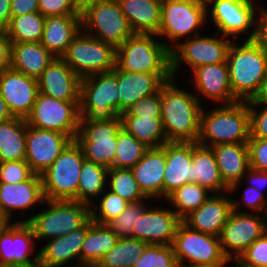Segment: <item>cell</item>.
I'll use <instances>...</instances> for the list:
<instances>
[{
    "label": "cell",
    "mask_w": 267,
    "mask_h": 267,
    "mask_svg": "<svg viewBox=\"0 0 267 267\" xmlns=\"http://www.w3.org/2000/svg\"><path fill=\"white\" fill-rule=\"evenodd\" d=\"M172 78L161 86V120L169 142H197L204 105Z\"/></svg>",
    "instance_id": "6da1fadb"
},
{
    "label": "cell",
    "mask_w": 267,
    "mask_h": 267,
    "mask_svg": "<svg viewBox=\"0 0 267 267\" xmlns=\"http://www.w3.org/2000/svg\"><path fill=\"white\" fill-rule=\"evenodd\" d=\"M226 63L231 89L238 101H250L259 91L267 71V50L255 39L233 40Z\"/></svg>",
    "instance_id": "7a4b0ae2"
},
{
    "label": "cell",
    "mask_w": 267,
    "mask_h": 267,
    "mask_svg": "<svg viewBox=\"0 0 267 267\" xmlns=\"http://www.w3.org/2000/svg\"><path fill=\"white\" fill-rule=\"evenodd\" d=\"M209 111L202 107L197 143L206 147L226 143H247L250 116L246 101L219 104Z\"/></svg>",
    "instance_id": "3957f363"
},
{
    "label": "cell",
    "mask_w": 267,
    "mask_h": 267,
    "mask_svg": "<svg viewBox=\"0 0 267 267\" xmlns=\"http://www.w3.org/2000/svg\"><path fill=\"white\" fill-rule=\"evenodd\" d=\"M117 66L81 78L79 121H111L120 116Z\"/></svg>",
    "instance_id": "277c9868"
},
{
    "label": "cell",
    "mask_w": 267,
    "mask_h": 267,
    "mask_svg": "<svg viewBox=\"0 0 267 267\" xmlns=\"http://www.w3.org/2000/svg\"><path fill=\"white\" fill-rule=\"evenodd\" d=\"M207 21L205 0H162L161 23L157 36L172 50L180 40L203 33L202 27H206Z\"/></svg>",
    "instance_id": "5b68a950"
},
{
    "label": "cell",
    "mask_w": 267,
    "mask_h": 267,
    "mask_svg": "<svg viewBox=\"0 0 267 267\" xmlns=\"http://www.w3.org/2000/svg\"><path fill=\"white\" fill-rule=\"evenodd\" d=\"M158 38L134 33L116 47V66L131 73H172L171 50Z\"/></svg>",
    "instance_id": "8992f818"
},
{
    "label": "cell",
    "mask_w": 267,
    "mask_h": 267,
    "mask_svg": "<svg viewBox=\"0 0 267 267\" xmlns=\"http://www.w3.org/2000/svg\"><path fill=\"white\" fill-rule=\"evenodd\" d=\"M45 209L21 222H28L34 231L35 239L62 237L80 228L90 218V205L75 200H47Z\"/></svg>",
    "instance_id": "52a82bcc"
},
{
    "label": "cell",
    "mask_w": 267,
    "mask_h": 267,
    "mask_svg": "<svg viewBox=\"0 0 267 267\" xmlns=\"http://www.w3.org/2000/svg\"><path fill=\"white\" fill-rule=\"evenodd\" d=\"M82 30L115 47L134 32L117 0H85L81 3Z\"/></svg>",
    "instance_id": "ba28073f"
},
{
    "label": "cell",
    "mask_w": 267,
    "mask_h": 267,
    "mask_svg": "<svg viewBox=\"0 0 267 267\" xmlns=\"http://www.w3.org/2000/svg\"><path fill=\"white\" fill-rule=\"evenodd\" d=\"M207 22L216 33L239 40H254L256 36L259 3L255 0H205ZM258 4V5H255ZM257 8V9H256ZM246 35V36H245ZM240 36V37H239ZM238 37V38H237Z\"/></svg>",
    "instance_id": "9c48e42d"
},
{
    "label": "cell",
    "mask_w": 267,
    "mask_h": 267,
    "mask_svg": "<svg viewBox=\"0 0 267 267\" xmlns=\"http://www.w3.org/2000/svg\"><path fill=\"white\" fill-rule=\"evenodd\" d=\"M84 159L81 147L73 140L41 174L45 199L77 201L78 183Z\"/></svg>",
    "instance_id": "30bf717a"
},
{
    "label": "cell",
    "mask_w": 267,
    "mask_h": 267,
    "mask_svg": "<svg viewBox=\"0 0 267 267\" xmlns=\"http://www.w3.org/2000/svg\"><path fill=\"white\" fill-rule=\"evenodd\" d=\"M61 58L83 78L91 74L111 72L116 66V47L81 29Z\"/></svg>",
    "instance_id": "8fae6325"
},
{
    "label": "cell",
    "mask_w": 267,
    "mask_h": 267,
    "mask_svg": "<svg viewBox=\"0 0 267 267\" xmlns=\"http://www.w3.org/2000/svg\"><path fill=\"white\" fill-rule=\"evenodd\" d=\"M233 39L219 33L214 35H197L180 43L171 50L172 77L183 66H189L190 71L201 65L226 62L228 51Z\"/></svg>",
    "instance_id": "7c38bea8"
},
{
    "label": "cell",
    "mask_w": 267,
    "mask_h": 267,
    "mask_svg": "<svg viewBox=\"0 0 267 267\" xmlns=\"http://www.w3.org/2000/svg\"><path fill=\"white\" fill-rule=\"evenodd\" d=\"M180 267H205L223 262L225 256L218 236L195 231L181 222L173 240Z\"/></svg>",
    "instance_id": "4fadbf2b"
},
{
    "label": "cell",
    "mask_w": 267,
    "mask_h": 267,
    "mask_svg": "<svg viewBox=\"0 0 267 267\" xmlns=\"http://www.w3.org/2000/svg\"><path fill=\"white\" fill-rule=\"evenodd\" d=\"M121 128L120 116L111 121H79L75 141L86 160L109 169L114 167L117 135Z\"/></svg>",
    "instance_id": "5bb4252c"
},
{
    "label": "cell",
    "mask_w": 267,
    "mask_h": 267,
    "mask_svg": "<svg viewBox=\"0 0 267 267\" xmlns=\"http://www.w3.org/2000/svg\"><path fill=\"white\" fill-rule=\"evenodd\" d=\"M79 102L55 99L38 92L26 118L27 124L41 130L58 131L75 140L80 119Z\"/></svg>",
    "instance_id": "9a60e30c"
},
{
    "label": "cell",
    "mask_w": 267,
    "mask_h": 267,
    "mask_svg": "<svg viewBox=\"0 0 267 267\" xmlns=\"http://www.w3.org/2000/svg\"><path fill=\"white\" fill-rule=\"evenodd\" d=\"M266 231L264 214L240 213L232 210L219 235L225 256L238 259Z\"/></svg>",
    "instance_id": "2e32d148"
},
{
    "label": "cell",
    "mask_w": 267,
    "mask_h": 267,
    "mask_svg": "<svg viewBox=\"0 0 267 267\" xmlns=\"http://www.w3.org/2000/svg\"><path fill=\"white\" fill-rule=\"evenodd\" d=\"M36 245L32 226L28 222H21L17 219L6 229L0 231V267L38 265L39 253L34 256Z\"/></svg>",
    "instance_id": "e0dca14e"
},
{
    "label": "cell",
    "mask_w": 267,
    "mask_h": 267,
    "mask_svg": "<svg viewBox=\"0 0 267 267\" xmlns=\"http://www.w3.org/2000/svg\"><path fill=\"white\" fill-rule=\"evenodd\" d=\"M72 141L66 134L34 128L26 121L25 161L34 174L41 175Z\"/></svg>",
    "instance_id": "ac0fdd59"
},
{
    "label": "cell",
    "mask_w": 267,
    "mask_h": 267,
    "mask_svg": "<svg viewBox=\"0 0 267 267\" xmlns=\"http://www.w3.org/2000/svg\"><path fill=\"white\" fill-rule=\"evenodd\" d=\"M170 208L148 206L133 226V238L153 245H172L182 219Z\"/></svg>",
    "instance_id": "d6986e66"
},
{
    "label": "cell",
    "mask_w": 267,
    "mask_h": 267,
    "mask_svg": "<svg viewBox=\"0 0 267 267\" xmlns=\"http://www.w3.org/2000/svg\"><path fill=\"white\" fill-rule=\"evenodd\" d=\"M37 94V79L11 67L0 72V95L13 117L26 119L33 109Z\"/></svg>",
    "instance_id": "ffe728a7"
},
{
    "label": "cell",
    "mask_w": 267,
    "mask_h": 267,
    "mask_svg": "<svg viewBox=\"0 0 267 267\" xmlns=\"http://www.w3.org/2000/svg\"><path fill=\"white\" fill-rule=\"evenodd\" d=\"M191 72L193 73L192 78H194V90L198 92L195 95L201 103L203 98L218 104L238 102L232 93L226 62L201 65Z\"/></svg>",
    "instance_id": "44dd1931"
},
{
    "label": "cell",
    "mask_w": 267,
    "mask_h": 267,
    "mask_svg": "<svg viewBox=\"0 0 267 267\" xmlns=\"http://www.w3.org/2000/svg\"><path fill=\"white\" fill-rule=\"evenodd\" d=\"M37 81L39 93L64 101H80L81 78L62 58L55 57Z\"/></svg>",
    "instance_id": "7402d4cb"
},
{
    "label": "cell",
    "mask_w": 267,
    "mask_h": 267,
    "mask_svg": "<svg viewBox=\"0 0 267 267\" xmlns=\"http://www.w3.org/2000/svg\"><path fill=\"white\" fill-rule=\"evenodd\" d=\"M90 218L78 229L62 237L47 240L39 253V265L43 267H80L81 248L88 229ZM76 259V260H75ZM73 260L76 264L72 265Z\"/></svg>",
    "instance_id": "603a6c76"
},
{
    "label": "cell",
    "mask_w": 267,
    "mask_h": 267,
    "mask_svg": "<svg viewBox=\"0 0 267 267\" xmlns=\"http://www.w3.org/2000/svg\"><path fill=\"white\" fill-rule=\"evenodd\" d=\"M230 192L212 194L204 204L182 219V222L195 231L220 235L230 216L233 206Z\"/></svg>",
    "instance_id": "cb8c5ba5"
},
{
    "label": "cell",
    "mask_w": 267,
    "mask_h": 267,
    "mask_svg": "<svg viewBox=\"0 0 267 267\" xmlns=\"http://www.w3.org/2000/svg\"><path fill=\"white\" fill-rule=\"evenodd\" d=\"M36 204L45 207L41 175L33 174L19 183L0 182V207L11 220L15 212L22 210L24 214L28 209L34 210Z\"/></svg>",
    "instance_id": "d4e9b609"
},
{
    "label": "cell",
    "mask_w": 267,
    "mask_h": 267,
    "mask_svg": "<svg viewBox=\"0 0 267 267\" xmlns=\"http://www.w3.org/2000/svg\"><path fill=\"white\" fill-rule=\"evenodd\" d=\"M172 78V73H131L117 67L120 114L141 98L157 93Z\"/></svg>",
    "instance_id": "484cf974"
},
{
    "label": "cell",
    "mask_w": 267,
    "mask_h": 267,
    "mask_svg": "<svg viewBox=\"0 0 267 267\" xmlns=\"http://www.w3.org/2000/svg\"><path fill=\"white\" fill-rule=\"evenodd\" d=\"M192 177V142H167L163 199L182 185L192 183Z\"/></svg>",
    "instance_id": "4316f807"
},
{
    "label": "cell",
    "mask_w": 267,
    "mask_h": 267,
    "mask_svg": "<svg viewBox=\"0 0 267 267\" xmlns=\"http://www.w3.org/2000/svg\"><path fill=\"white\" fill-rule=\"evenodd\" d=\"M165 167L166 143L162 147L149 148L137 164L131 168L140 190L147 198L162 199Z\"/></svg>",
    "instance_id": "83f0119b"
},
{
    "label": "cell",
    "mask_w": 267,
    "mask_h": 267,
    "mask_svg": "<svg viewBox=\"0 0 267 267\" xmlns=\"http://www.w3.org/2000/svg\"><path fill=\"white\" fill-rule=\"evenodd\" d=\"M81 29V15L45 17L40 43L54 57L61 58Z\"/></svg>",
    "instance_id": "f1b7e54d"
},
{
    "label": "cell",
    "mask_w": 267,
    "mask_h": 267,
    "mask_svg": "<svg viewBox=\"0 0 267 267\" xmlns=\"http://www.w3.org/2000/svg\"><path fill=\"white\" fill-rule=\"evenodd\" d=\"M55 57L40 42H11L10 67L38 79Z\"/></svg>",
    "instance_id": "f546056e"
},
{
    "label": "cell",
    "mask_w": 267,
    "mask_h": 267,
    "mask_svg": "<svg viewBox=\"0 0 267 267\" xmlns=\"http://www.w3.org/2000/svg\"><path fill=\"white\" fill-rule=\"evenodd\" d=\"M225 185L230 189L241 182L250 168L247 143H226L211 147Z\"/></svg>",
    "instance_id": "4dcf8cb0"
},
{
    "label": "cell",
    "mask_w": 267,
    "mask_h": 267,
    "mask_svg": "<svg viewBox=\"0 0 267 267\" xmlns=\"http://www.w3.org/2000/svg\"><path fill=\"white\" fill-rule=\"evenodd\" d=\"M134 33L158 34L162 0H117Z\"/></svg>",
    "instance_id": "1f68e13d"
},
{
    "label": "cell",
    "mask_w": 267,
    "mask_h": 267,
    "mask_svg": "<svg viewBox=\"0 0 267 267\" xmlns=\"http://www.w3.org/2000/svg\"><path fill=\"white\" fill-rule=\"evenodd\" d=\"M192 162V183H198L212 194L229 192V188L222 179L211 147L192 142Z\"/></svg>",
    "instance_id": "d6a6232c"
},
{
    "label": "cell",
    "mask_w": 267,
    "mask_h": 267,
    "mask_svg": "<svg viewBox=\"0 0 267 267\" xmlns=\"http://www.w3.org/2000/svg\"><path fill=\"white\" fill-rule=\"evenodd\" d=\"M118 239L106 224L95 223L90 218V228L81 248L80 267H95Z\"/></svg>",
    "instance_id": "836d02e7"
},
{
    "label": "cell",
    "mask_w": 267,
    "mask_h": 267,
    "mask_svg": "<svg viewBox=\"0 0 267 267\" xmlns=\"http://www.w3.org/2000/svg\"><path fill=\"white\" fill-rule=\"evenodd\" d=\"M26 119L12 117L0 122V162L25 160Z\"/></svg>",
    "instance_id": "e575fe53"
},
{
    "label": "cell",
    "mask_w": 267,
    "mask_h": 267,
    "mask_svg": "<svg viewBox=\"0 0 267 267\" xmlns=\"http://www.w3.org/2000/svg\"><path fill=\"white\" fill-rule=\"evenodd\" d=\"M122 128L149 148L162 147L169 142L164 133L161 117L131 116L127 111L120 114Z\"/></svg>",
    "instance_id": "d590c367"
},
{
    "label": "cell",
    "mask_w": 267,
    "mask_h": 267,
    "mask_svg": "<svg viewBox=\"0 0 267 267\" xmlns=\"http://www.w3.org/2000/svg\"><path fill=\"white\" fill-rule=\"evenodd\" d=\"M108 168L84 159L80 171L77 201L88 205L107 189Z\"/></svg>",
    "instance_id": "8d00e7d4"
},
{
    "label": "cell",
    "mask_w": 267,
    "mask_h": 267,
    "mask_svg": "<svg viewBox=\"0 0 267 267\" xmlns=\"http://www.w3.org/2000/svg\"><path fill=\"white\" fill-rule=\"evenodd\" d=\"M148 245L135 238L118 239L95 267H133Z\"/></svg>",
    "instance_id": "74e56055"
},
{
    "label": "cell",
    "mask_w": 267,
    "mask_h": 267,
    "mask_svg": "<svg viewBox=\"0 0 267 267\" xmlns=\"http://www.w3.org/2000/svg\"><path fill=\"white\" fill-rule=\"evenodd\" d=\"M212 195L198 183H187L175 189L165 199L176 214L183 219L193 210L198 209Z\"/></svg>",
    "instance_id": "f35d334b"
},
{
    "label": "cell",
    "mask_w": 267,
    "mask_h": 267,
    "mask_svg": "<svg viewBox=\"0 0 267 267\" xmlns=\"http://www.w3.org/2000/svg\"><path fill=\"white\" fill-rule=\"evenodd\" d=\"M44 21L40 12L11 17L5 28L10 42H41Z\"/></svg>",
    "instance_id": "ab89813d"
},
{
    "label": "cell",
    "mask_w": 267,
    "mask_h": 267,
    "mask_svg": "<svg viewBox=\"0 0 267 267\" xmlns=\"http://www.w3.org/2000/svg\"><path fill=\"white\" fill-rule=\"evenodd\" d=\"M107 188L129 203L150 201L140 190L131 169L109 168Z\"/></svg>",
    "instance_id": "60d3db41"
},
{
    "label": "cell",
    "mask_w": 267,
    "mask_h": 267,
    "mask_svg": "<svg viewBox=\"0 0 267 267\" xmlns=\"http://www.w3.org/2000/svg\"><path fill=\"white\" fill-rule=\"evenodd\" d=\"M149 149L143 142L138 141L131 133L124 128L118 132L116 156L114 159L115 168H133Z\"/></svg>",
    "instance_id": "b9f144b4"
},
{
    "label": "cell",
    "mask_w": 267,
    "mask_h": 267,
    "mask_svg": "<svg viewBox=\"0 0 267 267\" xmlns=\"http://www.w3.org/2000/svg\"><path fill=\"white\" fill-rule=\"evenodd\" d=\"M103 193L98 197L99 200L96 199V201H99L98 203L96 202L95 204V202H93L90 204V218L93 222L98 224H106L119 216L129 204L128 201L109 189H106Z\"/></svg>",
    "instance_id": "7bdbcfd3"
},
{
    "label": "cell",
    "mask_w": 267,
    "mask_h": 267,
    "mask_svg": "<svg viewBox=\"0 0 267 267\" xmlns=\"http://www.w3.org/2000/svg\"><path fill=\"white\" fill-rule=\"evenodd\" d=\"M147 200L137 203H129L125 210L114 219L106 223V225L121 238H133V226L137 219L142 215L144 210L150 206Z\"/></svg>",
    "instance_id": "ee69618b"
},
{
    "label": "cell",
    "mask_w": 267,
    "mask_h": 267,
    "mask_svg": "<svg viewBox=\"0 0 267 267\" xmlns=\"http://www.w3.org/2000/svg\"><path fill=\"white\" fill-rule=\"evenodd\" d=\"M133 267H180L172 245L149 244Z\"/></svg>",
    "instance_id": "f6af8a7d"
},
{
    "label": "cell",
    "mask_w": 267,
    "mask_h": 267,
    "mask_svg": "<svg viewBox=\"0 0 267 267\" xmlns=\"http://www.w3.org/2000/svg\"><path fill=\"white\" fill-rule=\"evenodd\" d=\"M39 12L45 16L81 15L79 0H38Z\"/></svg>",
    "instance_id": "bcb514c9"
},
{
    "label": "cell",
    "mask_w": 267,
    "mask_h": 267,
    "mask_svg": "<svg viewBox=\"0 0 267 267\" xmlns=\"http://www.w3.org/2000/svg\"><path fill=\"white\" fill-rule=\"evenodd\" d=\"M242 203V204H241ZM247 206L251 213H261L264 214L267 204V198L259 190L254 187L246 186L243 191L241 199L235 200L232 199L233 210L240 213H249L247 210H242L241 205ZM241 207V208H240ZM253 211V212H252Z\"/></svg>",
    "instance_id": "7dc6e473"
},
{
    "label": "cell",
    "mask_w": 267,
    "mask_h": 267,
    "mask_svg": "<svg viewBox=\"0 0 267 267\" xmlns=\"http://www.w3.org/2000/svg\"><path fill=\"white\" fill-rule=\"evenodd\" d=\"M33 174L29 164L25 160L0 162V182H24Z\"/></svg>",
    "instance_id": "c3c4849f"
},
{
    "label": "cell",
    "mask_w": 267,
    "mask_h": 267,
    "mask_svg": "<svg viewBox=\"0 0 267 267\" xmlns=\"http://www.w3.org/2000/svg\"><path fill=\"white\" fill-rule=\"evenodd\" d=\"M246 102L250 116V138L267 139V105Z\"/></svg>",
    "instance_id": "681fc988"
},
{
    "label": "cell",
    "mask_w": 267,
    "mask_h": 267,
    "mask_svg": "<svg viewBox=\"0 0 267 267\" xmlns=\"http://www.w3.org/2000/svg\"><path fill=\"white\" fill-rule=\"evenodd\" d=\"M240 265L267 266V231L255 240L237 259Z\"/></svg>",
    "instance_id": "f907efd6"
},
{
    "label": "cell",
    "mask_w": 267,
    "mask_h": 267,
    "mask_svg": "<svg viewBox=\"0 0 267 267\" xmlns=\"http://www.w3.org/2000/svg\"><path fill=\"white\" fill-rule=\"evenodd\" d=\"M126 111L131 116L161 117V87L157 93L141 98Z\"/></svg>",
    "instance_id": "816d5d0a"
},
{
    "label": "cell",
    "mask_w": 267,
    "mask_h": 267,
    "mask_svg": "<svg viewBox=\"0 0 267 267\" xmlns=\"http://www.w3.org/2000/svg\"><path fill=\"white\" fill-rule=\"evenodd\" d=\"M247 146L250 168L267 172V139L250 138Z\"/></svg>",
    "instance_id": "f5cc1de1"
},
{
    "label": "cell",
    "mask_w": 267,
    "mask_h": 267,
    "mask_svg": "<svg viewBox=\"0 0 267 267\" xmlns=\"http://www.w3.org/2000/svg\"><path fill=\"white\" fill-rule=\"evenodd\" d=\"M246 179L250 184L248 186L256 188L263 195L266 194L265 196L267 198V193L264 194L265 191L263 190V189L266 190V188H267V172L266 171H258V170L252 169V168H249L247 170V172L243 175L241 182L235 183L229 189V192L230 193L231 192L236 193V191L239 190V187L241 186L242 181H245ZM266 192H267V190H266Z\"/></svg>",
    "instance_id": "db71d44e"
},
{
    "label": "cell",
    "mask_w": 267,
    "mask_h": 267,
    "mask_svg": "<svg viewBox=\"0 0 267 267\" xmlns=\"http://www.w3.org/2000/svg\"><path fill=\"white\" fill-rule=\"evenodd\" d=\"M258 11L255 40L267 50V9L263 2Z\"/></svg>",
    "instance_id": "11a10c76"
},
{
    "label": "cell",
    "mask_w": 267,
    "mask_h": 267,
    "mask_svg": "<svg viewBox=\"0 0 267 267\" xmlns=\"http://www.w3.org/2000/svg\"><path fill=\"white\" fill-rule=\"evenodd\" d=\"M11 17L39 12L38 0H11Z\"/></svg>",
    "instance_id": "9f6ffc18"
},
{
    "label": "cell",
    "mask_w": 267,
    "mask_h": 267,
    "mask_svg": "<svg viewBox=\"0 0 267 267\" xmlns=\"http://www.w3.org/2000/svg\"><path fill=\"white\" fill-rule=\"evenodd\" d=\"M11 42L6 29L0 28V72L10 67Z\"/></svg>",
    "instance_id": "6f0895ef"
},
{
    "label": "cell",
    "mask_w": 267,
    "mask_h": 267,
    "mask_svg": "<svg viewBox=\"0 0 267 267\" xmlns=\"http://www.w3.org/2000/svg\"><path fill=\"white\" fill-rule=\"evenodd\" d=\"M11 0H0V28H6L11 19Z\"/></svg>",
    "instance_id": "680465c9"
},
{
    "label": "cell",
    "mask_w": 267,
    "mask_h": 267,
    "mask_svg": "<svg viewBox=\"0 0 267 267\" xmlns=\"http://www.w3.org/2000/svg\"><path fill=\"white\" fill-rule=\"evenodd\" d=\"M250 101L254 103H262L267 105V71L264 76L263 82L260 85L259 91L255 95V97Z\"/></svg>",
    "instance_id": "91938a15"
},
{
    "label": "cell",
    "mask_w": 267,
    "mask_h": 267,
    "mask_svg": "<svg viewBox=\"0 0 267 267\" xmlns=\"http://www.w3.org/2000/svg\"><path fill=\"white\" fill-rule=\"evenodd\" d=\"M12 114L10 113L7 104L5 103L4 99L0 95V122L8 120L12 118Z\"/></svg>",
    "instance_id": "94428289"
},
{
    "label": "cell",
    "mask_w": 267,
    "mask_h": 267,
    "mask_svg": "<svg viewBox=\"0 0 267 267\" xmlns=\"http://www.w3.org/2000/svg\"><path fill=\"white\" fill-rule=\"evenodd\" d=\"M12 222L14 221L0 207V231L6 229Z\"/></svg>",
    "instance_id": "6125c7cd"
},
{
    "label": "cell",
    "mask_w": 267,
    "mask_h": 267,
    "mask_svg": "<svg viewBox=\"0 0 267 267\" xmlns=\"http://www.w3.org/2000/svg\"><path fill=\"white\" fill-rule=\"evenodd\" d=\"M232 262V265L235 264V267H240V264L238 262L237 259H233V258H227L225 259L223 262L216 264V265H212V266H205V267H228V265H230L229 263ZM228 264V265H227Z\"/></svg>",
    "instance_id": "be15d7a7"
},
{
    "label": "cell",
    "mask_w": 267,
    "mask_h": 267,
    "mask_svg": "<svg viewBox=\"0 0 267 267\" xmlns=\"http://www.w3.org/2000/svg\"><path fill=\"white\" fill-rule=\"evenodd\" d=\"M240 267H267L266 265H240Z\"/></svg>",
    "instance_id": "e7e4bbea"
},
{
    "label": "cell",
    "mask_w": 267,
    "mask_h": 267,
    "mask_svg": "<svg viewBox=\"0 0 267 267\" xmlns=\"http://www.w3.org/2000/svg\"><path fill=\"white\" fill-rule=\"evenodd\" d=\"M264 215H265V222H266V228H267V204H266Z\"/></svg>",
    "instance_id": "03108f58"
}]
</instances>
